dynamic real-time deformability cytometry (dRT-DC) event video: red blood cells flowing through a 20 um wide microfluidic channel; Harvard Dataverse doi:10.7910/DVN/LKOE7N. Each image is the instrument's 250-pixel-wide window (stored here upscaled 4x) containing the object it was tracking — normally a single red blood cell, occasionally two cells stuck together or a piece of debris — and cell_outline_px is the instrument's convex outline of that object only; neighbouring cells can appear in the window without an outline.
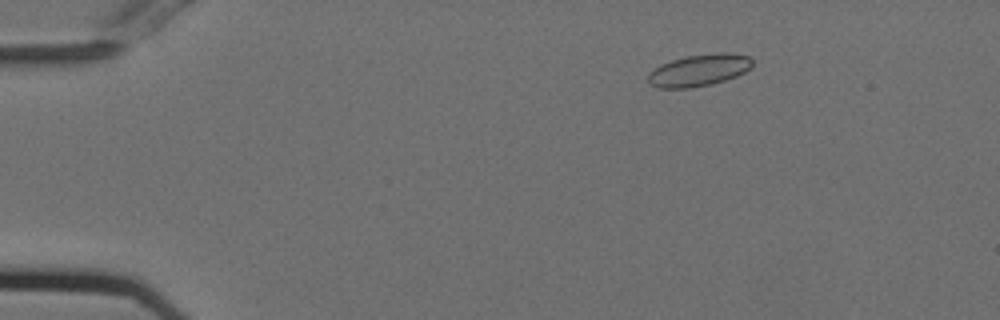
{"species": "Egyptian fruit bat (a non-hibernating species)", "species_latin": "Rousettus aegyptiacus", "temperature_condition": "cold", "stored_images_in_passage": 48, "camera_frame_rate_fps": 3000, "um_per_image_px": 0.085, "animal": {"sex": "female"}, "frame": {"image": 1, "passage_image": 2, "time_ms": 0.333, "image_size_px": [1000, 320], "cell_outline_px": [[752, 68], [736, 76], [712, 84], [688, 88], [660, 88], [652, 84], [648, 80], [648, 72], [660, 64], [672, 60], [688, 56], [716, 52], [732, 52], [748, 56], [752, 60]], "centroid_in_image_um": [59.44, 5.95], "position_along_channel_um": 25.6, "area_um2": 19.42}}
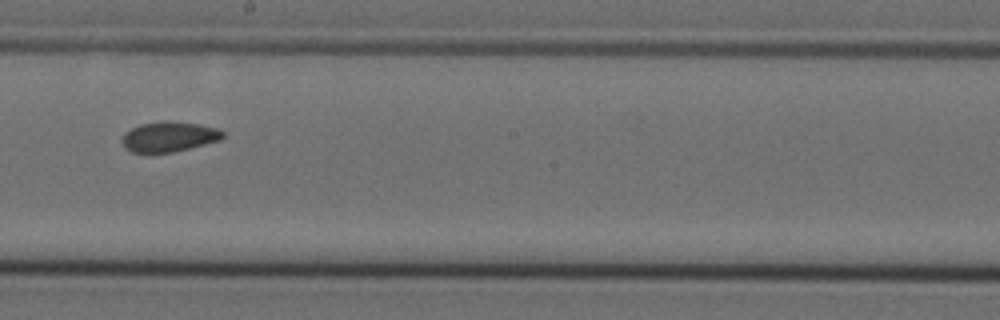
{"frame": {"image": 2, "passage_image": 25, "time_ms": 8.0, "image_size_px": [1000, 320], "cell_outline_px": [[224, 136], [220, 140], [172, 152], [132, 152], [124, 148], [124, 132], [140, 124], [200, 124], [216, 128], [224, 132]], "centroid_in_image_um": [14.38, 11.66], "position_along_channel_um": 233.8, "area_um2": 16.59}}
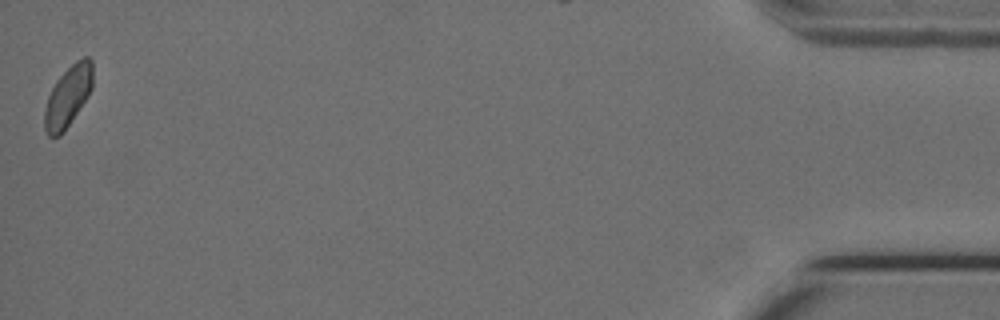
{"frame": {"image": 3, "passage_image": 48, "time_ms": 15.667, "image_size_px": [1000, 320], "cell_outline_px": [[92, 88], [88, 96], [64, 132], [60, 136], [48, 136], [44, 128], [44, 108], [48, 96], [56, 80], [76, 60], [84, 56], [88, 56], [92, 60]], "centroid_in_image_um": [5.77, 8.19], "position_along_channel_um": 429.4, "area_um2": 17.11}, "authors_computed_cell_mechanics": {"area_um2": 17.8024, "velocity_mm_per_s": 3.7116, "shape_relaxation_time_tau1_ms": null, "shape_relaxation_time_tau2_ms": 1.956, "deformation_change_tau1": null, "deformation_change_tau2": 0.0518}}